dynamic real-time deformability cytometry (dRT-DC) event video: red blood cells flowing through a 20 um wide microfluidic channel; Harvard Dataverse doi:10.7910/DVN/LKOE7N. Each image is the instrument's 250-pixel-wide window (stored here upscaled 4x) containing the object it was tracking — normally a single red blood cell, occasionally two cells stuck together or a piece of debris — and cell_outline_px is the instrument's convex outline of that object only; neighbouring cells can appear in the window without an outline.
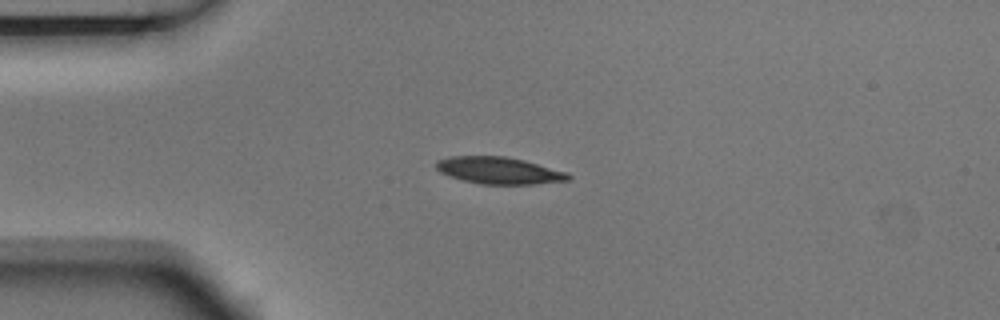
{"species": "Egyptian fruit bat (a non-hibernating species)", "species_latin": "Rousettus aegyptiacus", "temperature_condition": "room temperature", "stored_images_in_passage": 6, "camera_frame_rate_fps": 3000, "um_per_image_px": 0.085, "animal": {"sex": "male"}, "frame": {"image": 1, "passage_image": 3, "time_ms": 0.667, "image_size_px": [1000, 320], "cell_outline_px": [[572, 176], [568, 180], [532, 184], [480, 184], [448, 176], [440, 172], [436, 168], [436, 160], [452, 156], [504, 156], [524, 160], [568, 172]], "centroid_in_image_um": [42.4, 14.49], "position_along_channel_um": 42.6, "area_um2": 20.69}}
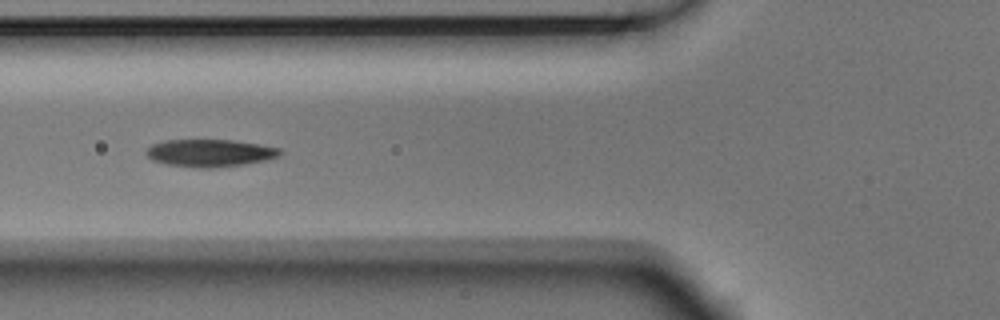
{"frame": {"image": 2, "passage_image": 5, "time_ms": 1.333, "image_size_px": [1000, 320], "cell_outline_px": [[284, 152], [276, 156], [264, 160], [244, 164], [212, 168], [200, 168], [168, 164], [152, 160], [144, 152], [152, 144], [164, 140], [232, 140], [260, 144], [280, 148]], "centroid_in_image_um": [17.83, 13.0], "position_along_channel_um": 108.0, "area_um2": 21.27}}
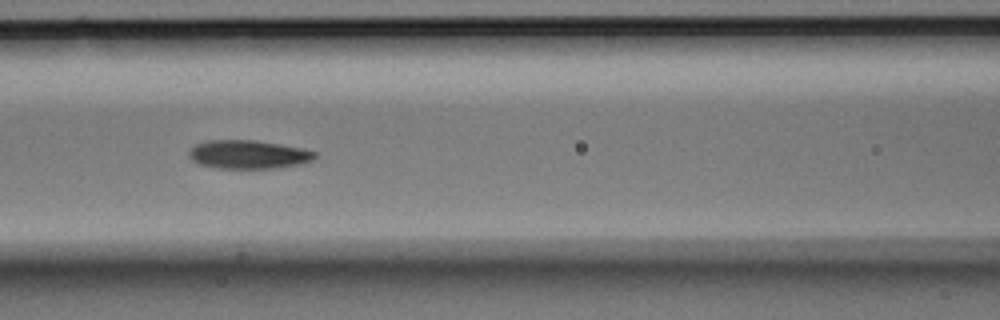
{"frame": {"image": 3, "passage_image": 6, "time_ms": 1.667, "image_size_px": [1000, 320], "cell_outline_px": [[316, 156], [312, 160], [300, 164], [276, 168], [216, 168], [200, 164], [192, 160], [188, 156], [188, 152], [196, 144], [208, 140], [256, 140], [280, 144], [300, 148], [316, 152]], "centroid_in_image_um": [21.09, 13.13], "position_along_channel_um": 145.5, "area_um2": 20.87}}